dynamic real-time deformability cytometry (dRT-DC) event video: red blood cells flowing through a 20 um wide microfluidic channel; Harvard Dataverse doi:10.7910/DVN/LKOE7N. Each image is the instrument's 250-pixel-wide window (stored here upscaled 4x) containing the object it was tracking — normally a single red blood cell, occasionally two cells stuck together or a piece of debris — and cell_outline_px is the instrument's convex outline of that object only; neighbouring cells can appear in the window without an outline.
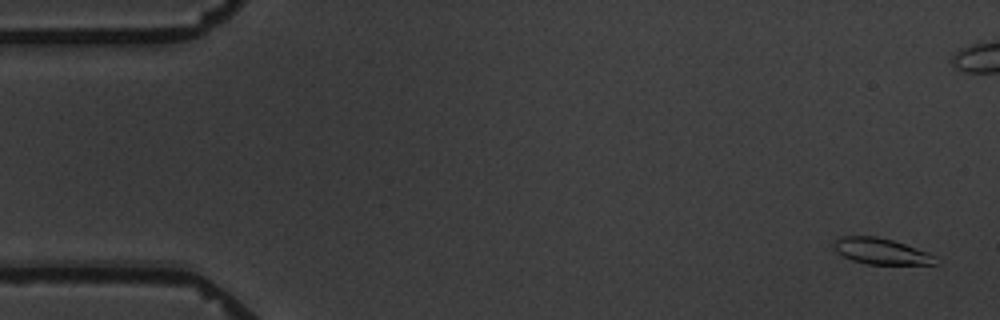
{"species": "common noctule bat (a hibernating species)", "species_latin": "Nyctalus noctula", "temperature_condition": "warm", "stored_images_in_passage": 6, "camera_frame_rate_fps": 3000, "um_per_image_px": 0.085, "animal": {"sex": "male", "body_mass_g": 19.5, "forearm_length_mm": 54.6}, "frame": {"image": 1, "passage_image": 1, "time_ms": 0.0, "image_size_px": [1000, 320], "cell_outline_px": [[936, 264], [868, 264], [852, 260], [836, 252], [832, 244], [840, 236], [876, 236], [892, 240], [928, 252], [936, 256]], "centroid_in_image_um": [74.87, 21.35], "position_along_channel_um": 10.1, "area_um2": 15.32}}